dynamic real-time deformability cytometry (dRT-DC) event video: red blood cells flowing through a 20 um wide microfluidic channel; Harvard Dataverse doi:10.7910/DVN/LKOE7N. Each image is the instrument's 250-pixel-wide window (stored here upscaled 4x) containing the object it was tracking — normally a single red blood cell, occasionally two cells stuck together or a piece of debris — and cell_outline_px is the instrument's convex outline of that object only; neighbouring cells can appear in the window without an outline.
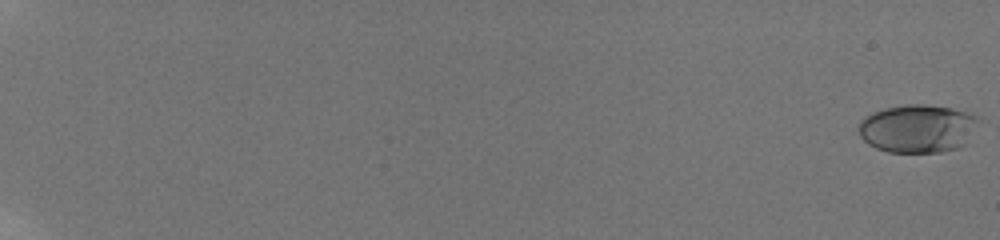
{"species": "human", "species_latin": "Homo sapiens", "temperature_condition": "room temperature", "stored_images_in_passage": 21, "camera_frame_rate_fps": 3000, "um_per_image_px": 0.085, "donor": {"sex": "male"}, "frame": {"image": 1, "passage_image": 1, "time_ms": 0.0, "image_size_px": [1000, 240], "cell_outline_px": [[980, 120], [960, 148], [940, 152], [888, 152], [876, 148], [868, 144], [860, 136], [860, 120], [864, 116], [872, 112], [884, 108], [908, 104], [924, 104], [952, 108], [976, 116]], "centroid_in_image_um": [77.96, 10.92], "position_along_channel_um": 7.0, "area_um2": 33.47}}
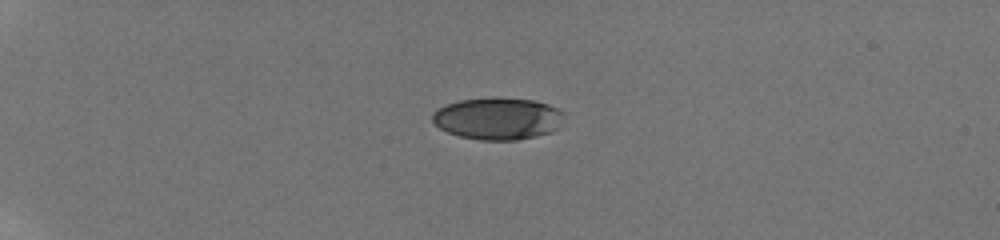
{"frame": {"image": 2, "passage_image": 12, "time_ms": 6.0, "image_size_px": [1000, 240], "cell_outline_px": [[564, 112], [560, 128], [552, 132], [536, 136], [516, 140], [480, 140], [460, 136], [448, 132], [440, 128], [432, 120], [432, 112], [436, 108], [444, 104], [460, 100], [492, 96], [496, 96], [532, 100], [548, 104]], "centroid_in_image_um": [42.31, 10.06], "position_along_channel_um": 42.7, "area_um2": 32.77}}